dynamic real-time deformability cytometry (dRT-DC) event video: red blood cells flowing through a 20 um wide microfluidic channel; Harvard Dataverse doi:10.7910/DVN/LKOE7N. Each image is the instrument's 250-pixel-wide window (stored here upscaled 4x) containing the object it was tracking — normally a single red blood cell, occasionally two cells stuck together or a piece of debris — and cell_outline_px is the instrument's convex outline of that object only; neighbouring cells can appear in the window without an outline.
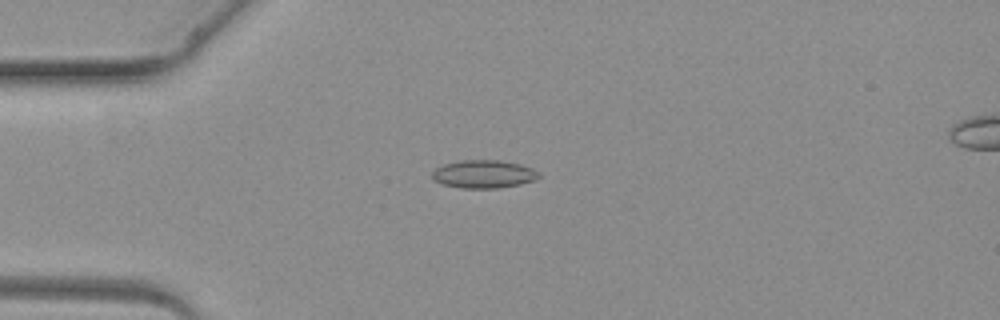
{"species": "common noctule bat (a hibernating species)", "species_latin": "Nyctalus noctula", "temperature_condition": "warm", "stored_images_in_passage": 3, "camera_frame_rate_fps": 3000, "um_per_image_px": 0.085, "animal": {"sex": "female", "body_mass_g": 19.3, "forearm_length_mm": 54.1}, "frame": {"image": 1, "passage_image": 2, "time_ms": 1.0, "image_size_px": [1000, 320], "cell_outline_px": [[540, 176], [532, 180], [520, 184], [496, 188], [460, 188], [440, 184], [432, 180], [432, 172], [436, 168], [444, 164], [460, 160], [500, 160], [520, 164], [532, 168], [540, 172]], "centroid_in_image_um": [41.07, 14.8], "position_along_channel_um": 43.9, "area_um2": 17.51}}